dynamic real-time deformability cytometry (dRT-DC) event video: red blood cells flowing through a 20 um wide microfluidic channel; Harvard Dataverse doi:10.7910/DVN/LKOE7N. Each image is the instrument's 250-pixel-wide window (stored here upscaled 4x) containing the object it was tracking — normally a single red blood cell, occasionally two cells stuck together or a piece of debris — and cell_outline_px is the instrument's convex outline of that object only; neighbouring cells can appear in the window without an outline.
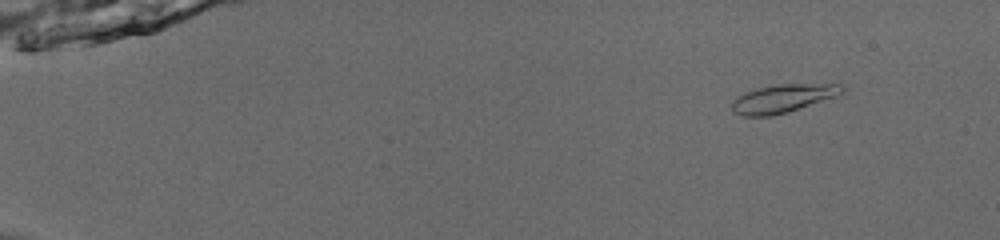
{"species": "common noctule bat (a hibernating species)", "species_latin": "Nyctalus noctula", "temperature_condition": "room temperature", "stored_images_in_passage": 54, "camera_frame_rate_fps": 3000, "um_per_image_px": 0.085, "animal": {"sex": "male", "body_mass_g": 13.0, "forearm_length_mm": 53.1}, "frame": {"image": 1, "passage_image": 7, "time_ms": 2.0, "image_size_px": [1000, 240], "cell_outline_px": [[848, 88], [844, 96], [772, 116], [740, 116], [732, 112], [732, 100], [744, 92], [756, 88], [780, 84], [844, 84]], "centroid_in_image_um": [66.67, 8.36], "position_along_channel_um": 18.3, "area_um2": 18.84}}
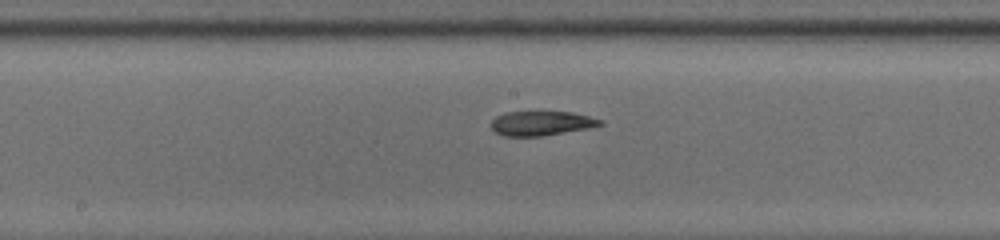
{"frame": {"image": 2, "passage_image": 31, "time_ms": 10.0, "image_size_px": [1000, 240], "cell_outline_px": [[604, 124], [588, 128], [540, 136], [504, 136], [496, 132], [492, 128], [492, 120], [496, 116], [504, 112], [572, 112], [604, 120]], "centroid_in_image_um": [46.02, 10.47], "position_along_channel_um": 202.2, "area_um2": 15.37}}
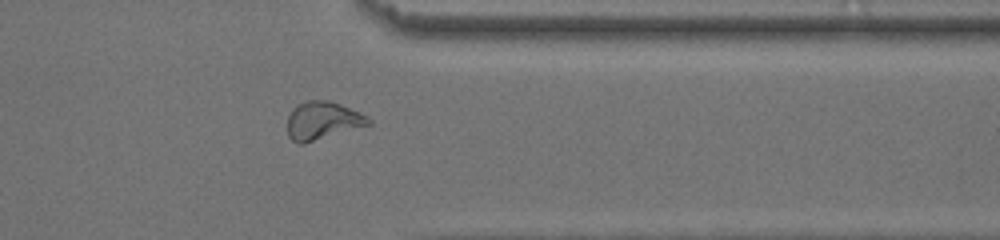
{"frame": {"image": 3, "passage_image": 45, "time_ms": 14.667, "image_size_px": [1000, 240], "cell_outline_px": [[372, 124], [304, 144], [296, 144], [288, 136], [288, 116], [292, 108], [296, 104], [308, 100], [328, 100], [340, 104], [360, 112], [372, 120]], "centroid_in_image_um": [27.41, 10.26], "position_along_channel_um": 384.0, "area_um2": 18.15}, "authors_computed_cell_mechanics": {"area_um2": 17.1955, "velocity_mm_per_s": 3.9452, "shape_relaxation_time_tau1_ms": null, "shape_relaxation_time_tau2_ms": 4.5497, "deformation_change_tau1": null, "deformation_change_tau2": 0.107}}